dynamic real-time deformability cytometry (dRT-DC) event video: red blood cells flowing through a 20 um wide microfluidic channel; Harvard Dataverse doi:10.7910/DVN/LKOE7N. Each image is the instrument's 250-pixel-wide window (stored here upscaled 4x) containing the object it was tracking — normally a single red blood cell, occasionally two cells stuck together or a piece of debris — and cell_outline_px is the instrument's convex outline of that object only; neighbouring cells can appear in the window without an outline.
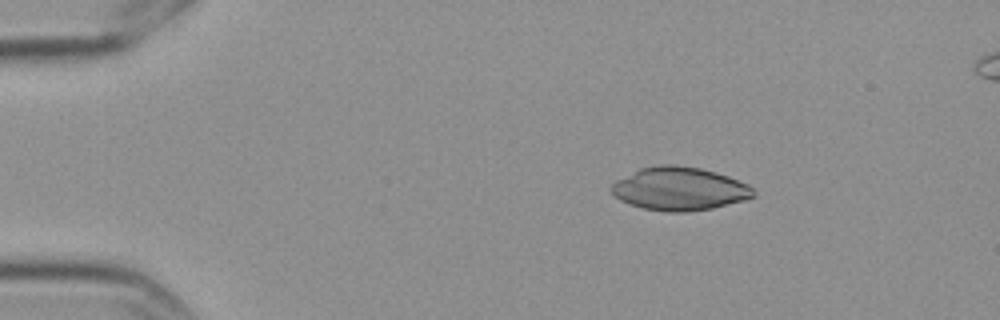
{"species": "Egyptian fruit bat (a non-hibernating species)", "species_latin": "Rousettus aegyptiacus", "temperature_condition": "cold", "stored_images_in_passage": 4, "camera_frame_rate_fps": 3000, "um_per_image_px": 0.085, "frame": {"image": 1, "passage_image": 1, "time_ms": 0.0, "image_size_px": [1000, 320], "cell_outline_px": [[756, 196], [744, 200], [712, 208], [684, 212], [668, 212], [644, 208], [620, 200], [608, 188], [616, 180], [640, 168], [656, 164], [676, 164], [700, 168], [716, 172], [728, 176], [748, 184], [756, 192]], "centroid_in_image_um": [57.76, 16.03], "position_along_channel_um": 27.2, "area_um2": 35.84}}